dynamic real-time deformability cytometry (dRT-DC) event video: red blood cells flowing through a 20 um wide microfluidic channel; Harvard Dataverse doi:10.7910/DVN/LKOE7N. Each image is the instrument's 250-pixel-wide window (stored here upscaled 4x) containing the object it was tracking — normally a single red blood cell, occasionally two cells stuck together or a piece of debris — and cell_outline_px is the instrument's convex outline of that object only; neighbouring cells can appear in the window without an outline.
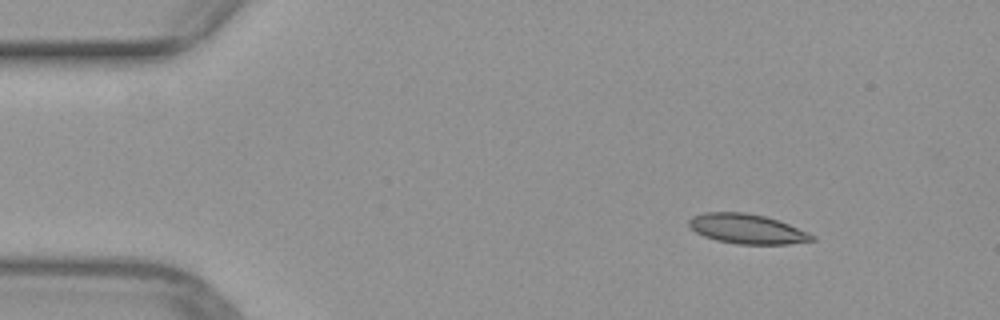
{"species": "common noctule bat (a hibernating species)", "species_latin": "Nyctalus noctula", "temperature_condition": "warm", "stored_images_in_passage": 45, "camera_frame_rate_fps": 3000, "um_per_image_px": 0.085, "animal": {"sex": "female", "body_mass_g": 29.2, "forearm_length_mm": 56.3}, "frame": {"image": 1, "passage_image": 1, "time_ms": 0.0, "image_size_px": [1000, 320], "cell_outline_px": [[816, 240], [788, 244], [736, 244], [716, 240], [704, 236], [688, 228], [688, 220], [692, 216], [704, 212], [744, 212], [764, 216], [788, 224], [808, 232], [816, 236]], "centroid_in_image_um": [63.47, 19.46], "position_along_channel_um": 21.5, "area_um2": 21.39}}
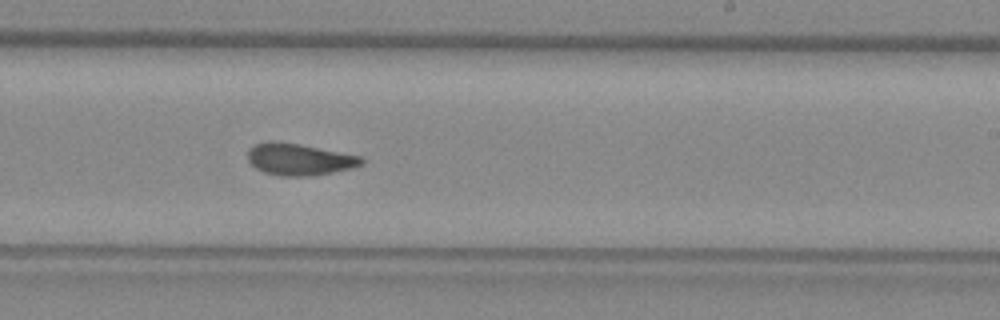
{"frame": {"image": 2, "passage_image": 25, "time_ms": 8.0, "image_size_px": [1000, 320], "cell_outline_px": [[364, 164], [352, 168], [312, 176], [280, 176], [264, 172], [256, 168], [248, 160], [248, 152], [256, 144], [268, 140], [272, 140], [300, 144], [364, 156]], "centroid_in_image_um": [25.48, 13.54], "position_along_channel_um": 263.5, "area_um2": 21.21}}
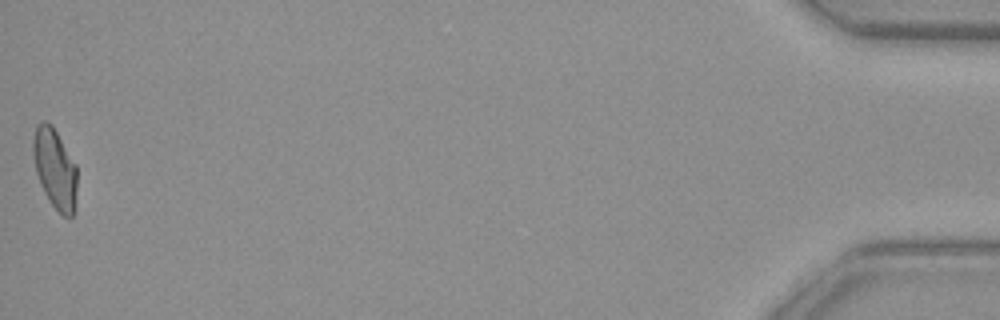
{"frame": {"image": 3, "passage_image": 45, "time_ms": 14.667, "image_size_px": [1000, 320], "cell_outline_px": [[76, 208], [72, 216], [64, 216], [48, 200], [40, 184], [36, 172], [32, 152], [32, 140], [36, 124], [44, 120], [52, 124], [76, 164]], "centroid_in_image_um": [4.65, 14.3], "position_along_channel_um": 430.5, "area_um2": 20.69}}